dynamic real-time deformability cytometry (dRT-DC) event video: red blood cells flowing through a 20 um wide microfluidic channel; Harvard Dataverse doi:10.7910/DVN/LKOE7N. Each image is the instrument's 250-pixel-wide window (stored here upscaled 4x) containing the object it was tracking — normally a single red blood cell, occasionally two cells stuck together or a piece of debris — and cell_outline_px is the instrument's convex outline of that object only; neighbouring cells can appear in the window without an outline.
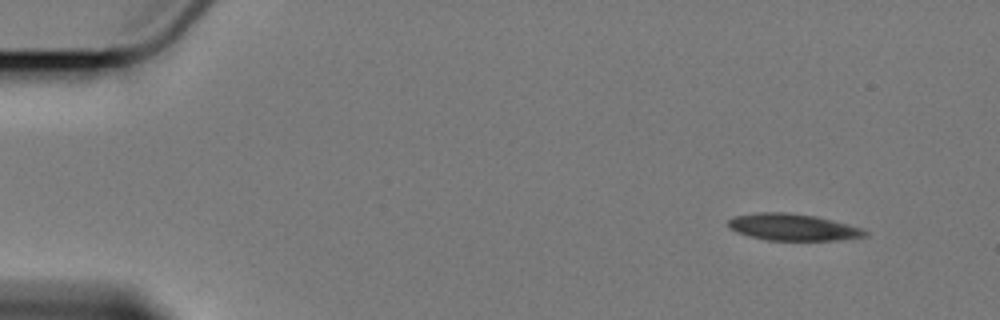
{"species": "Egyptian fruit bat (a non-hibernating species)", "species_latin": "Rousettus aegyptiacus", "temperature_condition": "cold", "stored_images_in_passage": 6, "camera_frame_rate_fps": 3000, "um_per_image_px": 0.085, "animal": {"sex": "female"}, "frame": {"image": 1, "passage_image": 1, "time_ms": 0.0, "image_size_px": [1000, 320], "cell_outline_px": [[868, 236], [836, 240], [768, 240], [736, 232], [728, 228], [728, 220], [732, 216], [756, 212], [788, 212], [816, 216], [864, 228], [868, 232]], "centroid_in_image_um": [67.39, 19.3], "position_along_channel_um": 17.6, "area_um2": 21.44}}
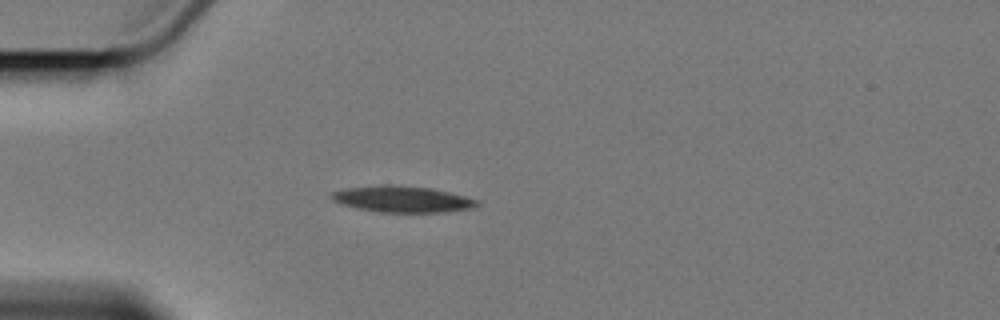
{"frame": {"image": 2, "passage_image": 4, "time_ms": 3.667, "image_size_px": [1000, 320], "cell_outline_px": [[480, 204], [472, 208], [440, 212], [380, 212], [360, 208], [344, 204], [332, 200], [328, 196], [332, 192], [344, 188], [432, 188], [480, 200]], "centroid_in_image_um": [34.27, 16.98], "position_along_channel_um": 50.7, "area_um2": 20.87}}
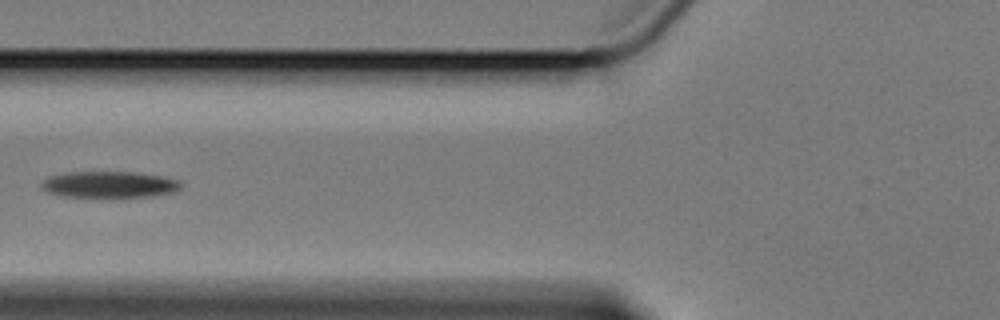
{"frame": {"image": 3, "passage_image": 6, "time_ms": 6.0, "image_size_px": [1000, 320], "cell_outline_px": [[180, 188], [172, 192], [152, 196], [116, 200], [64, 196], [48, 192], [40, 188], [40, 184], [44, 180], [52, 176], [68, 172], [132, 172], [160, 176], [176, 180], [180, 184]], "centroid_in_image_um": [9.25, 15.74], "position_along_channel_um": 116.5, "area_um2": 22.08}}